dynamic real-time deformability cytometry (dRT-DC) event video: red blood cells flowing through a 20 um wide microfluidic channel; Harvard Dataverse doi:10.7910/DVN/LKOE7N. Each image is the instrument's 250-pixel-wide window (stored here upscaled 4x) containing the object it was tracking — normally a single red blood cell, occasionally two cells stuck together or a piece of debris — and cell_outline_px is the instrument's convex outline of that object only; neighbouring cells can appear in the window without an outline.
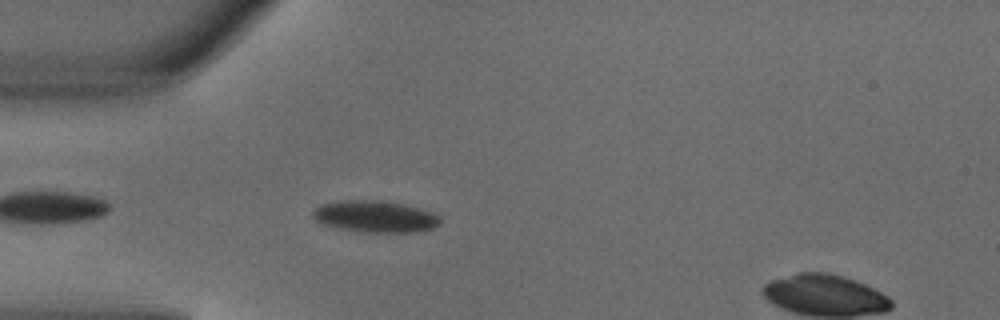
{"species": "common noctule bat (a hibernating species)", "species_latin": "Nyctalus noctula", "temperature_condition": "warm", "stored_images_in_passage": 4, "segment_of_instrument_passage": [1, 2], "camera_frame_rate_fps": 3000, "um_per_image_px": 0.085, "animal": {"sex": "male", "body_mass_g": 18.8}, "frame": {"image": 1, "passage_image": 3, "time_ms": 0.667, "image_size_px": [1000, 320], "cell_outline_px": [[440, 224], [432, 228], [416, 232], [368, 232], [340, 228], [324, 224], [316, 220], [312, 216], [312, 212], [316, 208], [324, 204], [344, 200], [380, 200], [404, 204], [432, 212], [440, 216]], "centroid_in_image_um": [31.92, 18.4], "position_along_channel_um": 53.1, "area_um2": 23.24}}